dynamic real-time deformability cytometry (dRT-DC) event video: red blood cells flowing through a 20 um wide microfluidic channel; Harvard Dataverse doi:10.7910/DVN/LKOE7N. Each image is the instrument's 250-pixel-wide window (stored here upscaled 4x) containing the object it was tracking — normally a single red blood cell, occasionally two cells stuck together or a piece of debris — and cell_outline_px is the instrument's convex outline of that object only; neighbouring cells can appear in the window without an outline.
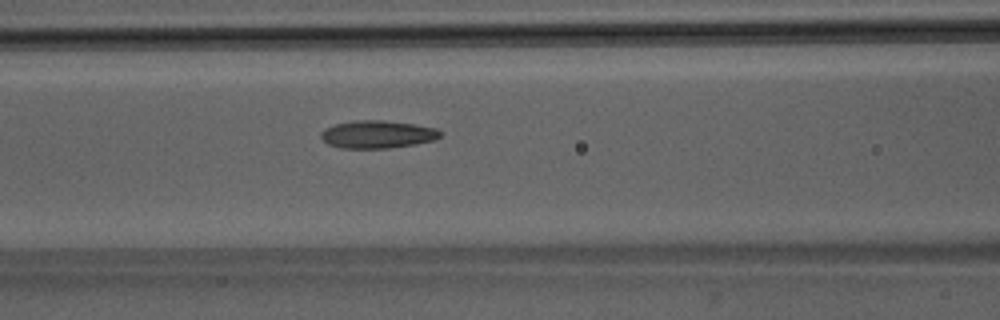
{"species": "Egyptian fruit bat (a non-hibernating species)", "species_latin": "Rousettus aegyptiacus", "temperature_condition": "room temperature", "stored_images_in_passage": 35, "camera_frame_rate_fps": 3000, "um_per_image_px": 0.085, "animal": {"sex": "male"}, "frame": {"image": 1, "passage_image": 6, "time_ms": 1.667, "image_size_px": [1000, 320], "cell_outline_px": [[440, 136], [432, 140], [416, 144], [388, 148], [340, 148], [328, 144], [320, 136], [320, 132], [324, 128], [336, 124], [356, 120], [384, 120], [412, 124], [436, 128], [440, 132]], "centroid_in_image_um": [32.04, 11.42], "position_along_channel_um": 134.6, "area_um2": 19.13}}
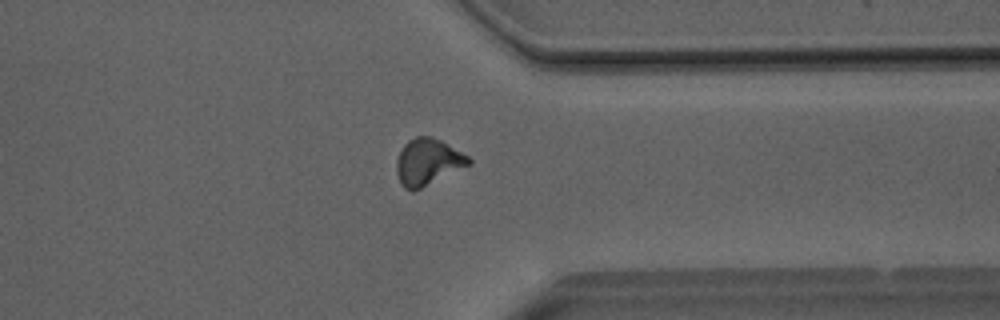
{"frame": {"image": 2, "passage_image": 24, "time_ms": 7.667, "image_size_px": [1000, 320], "cell_outline_px": [[472, 164], [412, 192], [404, 188], [400, 184], [396, 172], [396, 160], [404, 144], [408, 140], [416, 136], [432, 136], [448, 144], [468, 156], [472, 160]], "centroid_in_image_um": [36.35, 13.77], "position_along_channel_um": 375.0, "area_um2": 19.65}}
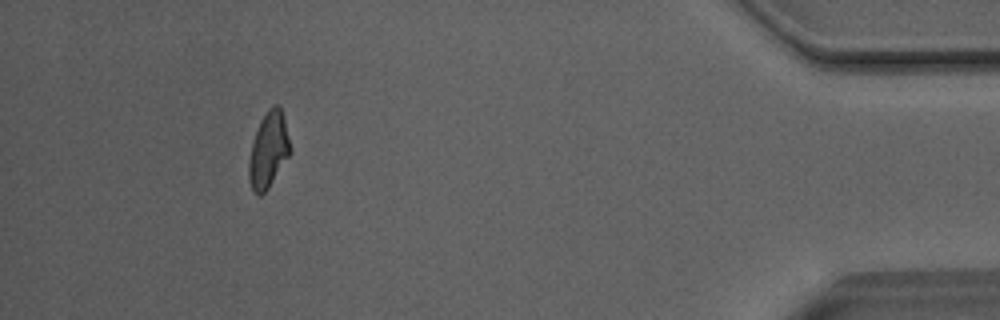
{"frame": {"image": 3, "passage_image": 31, "time_ms": 10.0, "image_size_px": [1000, 320], "cell_outline_px": [[292, 152], [268, 188], [260, 196], [252, 188], [248, 176], [248, 160], [252, 144], [260, 120], [268, 108], [272, 104], [280, 104]], "centroid_in_image_um": [22.82, 12.72], "position_along_channel_um": 412.4, "area_um2": 18.15}, "authors_computed_cell_mechanics": {"area_um2": 18.3804, "velocity_mm_per_s": 4.0591, "shape_relaxation_time_tau1_ms": 6.0277, "shape_relaxation_time_tau2_ms": 1.4505, "deformation_change_tau1": 0.1687, "deformation_change_tau2": 0.0896}}